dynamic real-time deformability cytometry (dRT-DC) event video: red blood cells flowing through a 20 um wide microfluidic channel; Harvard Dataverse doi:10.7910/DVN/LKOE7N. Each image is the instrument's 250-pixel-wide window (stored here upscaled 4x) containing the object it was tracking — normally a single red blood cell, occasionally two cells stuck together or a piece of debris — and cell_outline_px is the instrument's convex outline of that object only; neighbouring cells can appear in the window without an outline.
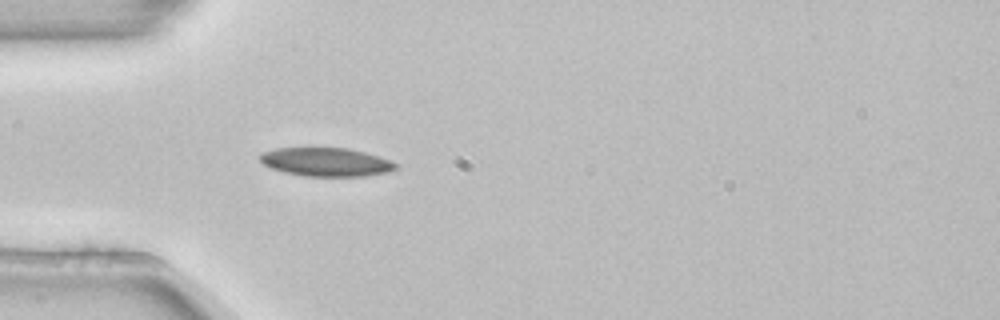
{"species": "common noctule bat (a hibernating species)", "species_latin": "Nyctalus noctula", "temperature_condition": "room temperature", "stored_images_in_passage": 3, "camera_frame_rate_fps": 3000, "um_per_image_px": 0.085, "animal": {"sex": "female", "body_mass_g": 22.7, "forearm_length_mm": 54.2}, "frame": {"image": 1, "passage_image": 3, "time_ms": 0.667, "image_size_px": [1000, 320], "cell_outline_px": [[396, 168], [388, 172], [364, 176], [304, 176], [284, 172], [272, 168], [264, 164], [260, 160], [260, 156], [264, 152], [276, 148], [308, 144], [348, 148], [380, 156], [396, 164]], "centroid_in_image_um": [27.66, 13.71], "position_along_channel_um": 57.3, "area_um2": 23.41}}